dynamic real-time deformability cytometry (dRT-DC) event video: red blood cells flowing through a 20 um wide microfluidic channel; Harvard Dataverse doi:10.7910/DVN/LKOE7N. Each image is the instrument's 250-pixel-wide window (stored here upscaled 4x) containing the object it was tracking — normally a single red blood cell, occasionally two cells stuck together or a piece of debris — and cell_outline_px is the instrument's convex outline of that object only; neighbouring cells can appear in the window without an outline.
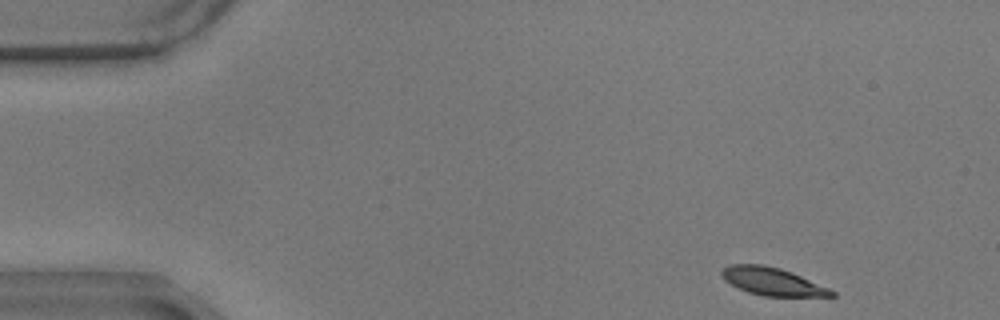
{"species": "common noctule bat (a hibernating species)", "species_latin": "Nyctalus noctula", "temperature_condition": "warm", "stored_images_in_passage": 53, "camera_frame_rate_fps": 3000, "um_per_image_px": 0.085, "animal": {"sex": "male", "body_mass_g": 17.9}, "frame": {"image": 1, "passage_image": 1, "time_ms": 0.0, "image_size_px": [1000, 320], "cell_outline_px": [[836, 296], [764, 296], [748, 292], [724, 280], [720, 272], [728, 264], [764, 264], [780, 268], [792, 272], [828, 288], [836, 292]], "centroid_in_image_um": [65.63, 23.91], "position_along_channel_um": 19.4, "area_um2": 17.63}}
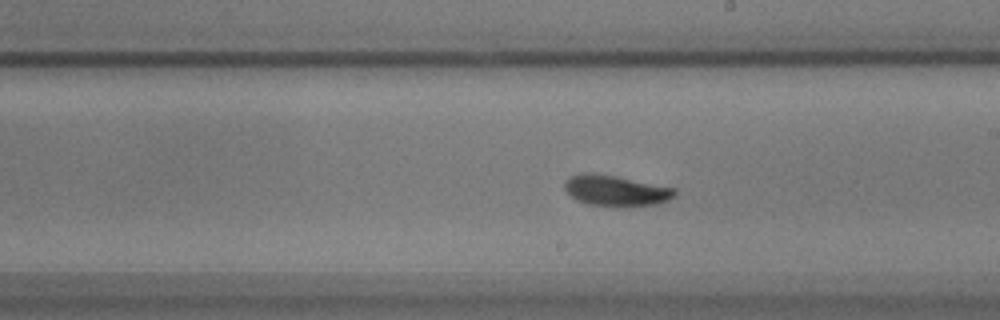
{"frame": {"image": 2, "passage_image": 28, "time_ms": 9.0, "image_size_px": [1000, 320], "cell_outline_px": [[676, 196], [660, 204], [588, 204], [576, 200], [564, 188], [564, 184], [568, 176], [580, 172], [592, 172], [616, 176], [676, 188]], "centroid_in_image_um": [52.32, 16.15], "position_along_channel_um": 236.7, "area_um2": 19.31}}
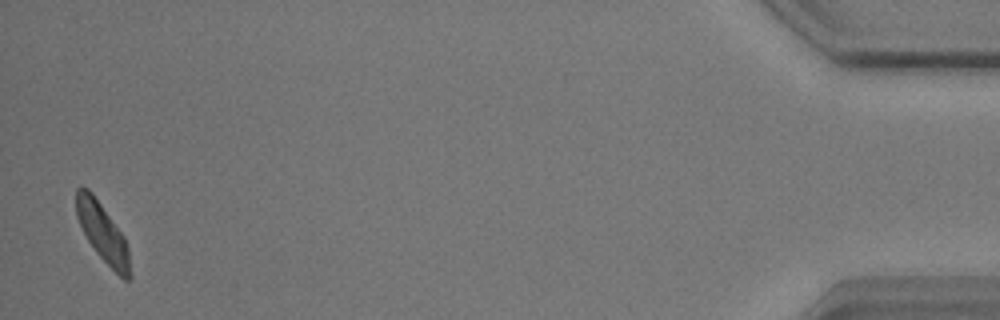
{"frame": {"image": 3, "passage_image": 52, "time_ms": 17.0, "image_size_px": [1000, 320], "cell_outline_px": [[132, 276], [128, 280], [124, 280], [96, 252], [88, 240], [76, 216], [76, 188], [88, 188], [92, 192], [124, 236], [128, 248]], "centroid_in_image_um": [8.74, 19.79], "position_along_channel_um": 426.5, "area_um2": 18.09}, "authors_computed_cell_mechanics": {"area_um2": 19.074, "velocity_mm_per_s": 3.4583, "shape_relaxation_time_tau1_ms": 3.0561, "shape_relaxation_time_tau2_ms": 2.7753, "deformation_change_tau1": 0.1333, "deformation_change_tau2": 0.0737}}